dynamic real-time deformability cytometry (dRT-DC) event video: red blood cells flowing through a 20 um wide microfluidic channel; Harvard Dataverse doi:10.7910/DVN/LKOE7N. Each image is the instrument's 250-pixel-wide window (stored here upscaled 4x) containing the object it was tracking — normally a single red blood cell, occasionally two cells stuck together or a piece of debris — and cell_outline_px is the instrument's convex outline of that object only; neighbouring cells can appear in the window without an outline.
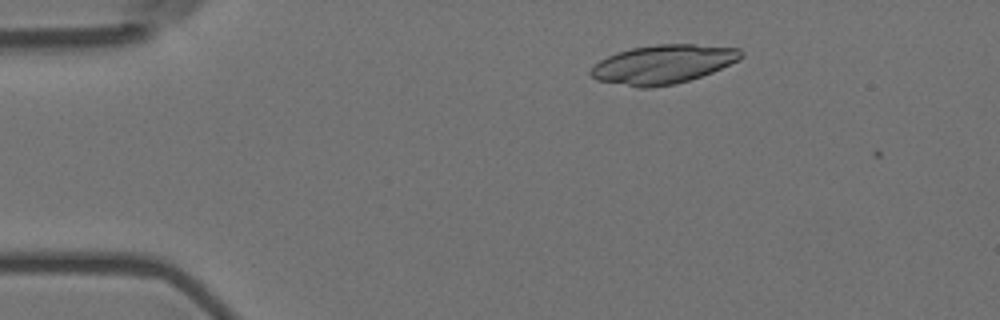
{"species": "Egyptian fruit bat (a non-hibernating species)", "species_latin": "Rousettus aegyptiacus", "temperature_condition": "room temperature", "stored_images_in_passage": 4, "camera_frame_rate_fps": 3000, "um_per_image_px": 0.085, "animal": {"sex": "female"}, "frame": {"image": 1, "passage_image": 3, "time_ms": 0.667, "image_size_px": [1000, 320], "cell_outline_px": [[744, 56], [740, 60], [712, 72], [676, 84], [652, 88], [640, 88], [596, 80], [588, 72], [600, 60], [616, 52], [632, 48], [656, 44], [692, 44], [740, 48], [744, 52]], "centroid_in_image_um": [56.38, 5.46], "position_along_channel_um": 28.6, "area_um2": 34.16}}